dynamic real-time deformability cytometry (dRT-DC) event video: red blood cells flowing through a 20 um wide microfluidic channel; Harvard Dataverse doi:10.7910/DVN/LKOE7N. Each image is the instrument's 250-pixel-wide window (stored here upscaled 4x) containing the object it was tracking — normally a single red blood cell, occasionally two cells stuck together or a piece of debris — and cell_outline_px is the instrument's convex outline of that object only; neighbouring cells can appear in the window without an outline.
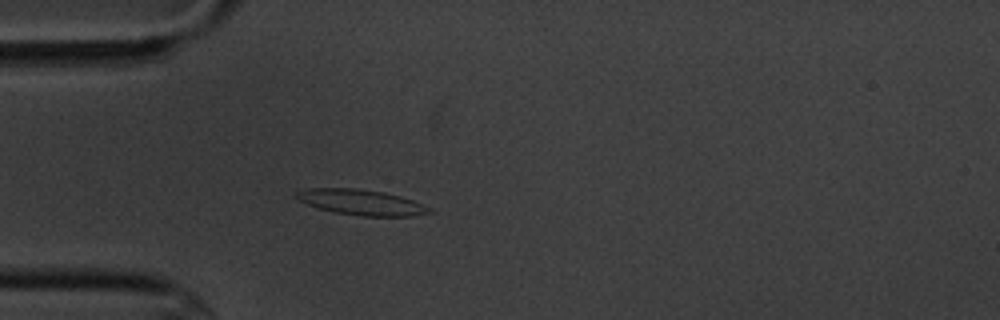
{"species": "common noctule bat (a hibernating species)", "species_latin": "Nyctalus noctula", "temperature_condition": "cold", "stored_images_in_passage": 3, "camera_frame_rate_fps": 3000, "um_per_image_px": 0.085, "animal": {"sex": "male", "body_mass_g": 20.1, "forearm_length_mm": 53.5}, "frame": {"image": 1, "passage_image": 3, "time_ms": 2.333, "image_size_px": [1000, 320], "cell_outline_px": [[436, 212], [412, 216], [360, 216], [336, 212], [320, 208], [296, 200], [296, 192], [308, 188], [356, 188], [384, 192], [400, 196], [424, 204], [432, 208]], "centroid_in_image_um": [30.76, 17.19], "position_along_channel_um": 54.2, "area_um2": 19.83}}